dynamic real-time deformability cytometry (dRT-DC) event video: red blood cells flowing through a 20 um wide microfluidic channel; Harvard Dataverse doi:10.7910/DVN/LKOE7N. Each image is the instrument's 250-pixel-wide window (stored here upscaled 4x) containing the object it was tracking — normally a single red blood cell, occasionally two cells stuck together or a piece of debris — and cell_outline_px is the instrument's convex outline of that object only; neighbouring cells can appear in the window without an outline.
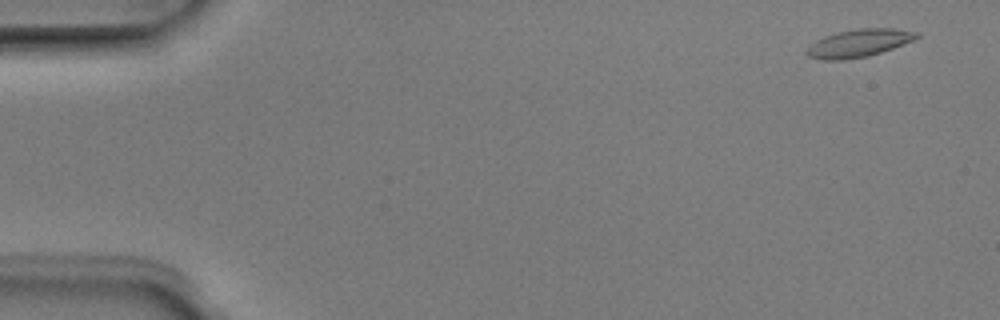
{"species": "Egyptian fruit bat (a non-hibernating species)", "species_latin": "Rousettus aegyptiacus", "temperature_condition": "room temperature", "stored_images_in_passage": 8, "camera_frame_rate_fps": 3000, "um_per_image_px": 0.085, "animal": {"sex": "male"}, "frame": {"image": 1, "passage_image": 1, "time_ms": 0.0, "image_size_px": [1000, 320], "cell_outline_px": [[920, 36], [912, 40], [892, 48], [880, 52], [864, 56], [844, 60], [820, 60], [808, 56], [804, 52], [816, 40], [824, 36], [836, 32], [860, 28], [896, 28], [920, 32]], "centroid_in_image_um": [72.98, 3.65], "position_along_channel_um": 12.0, "area_um2": 17.69}}
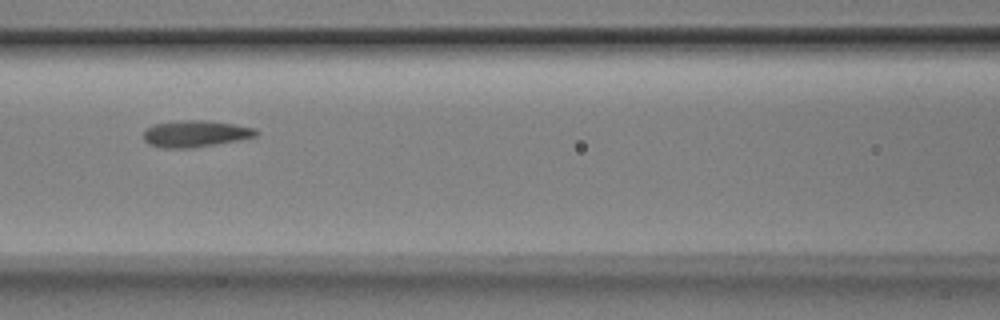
{"frame": {"image": 2, "passage_image": 6, "time_ms": 1.667, "image_size_px": [1000, 320], "cell_outline_px": [[260, 132], [256, 136], [236, 140], [192, 148], [160, 148], [148, 144], [144, 140], [144, 132], [148, 128], [156, 124], [180, 120], [204, 120], [232, 124], [256, 128]], "centroid_in_image_um": [16.6, 11.37], "position_along_channel_um": 150.0, "area_um2": 17.28}}
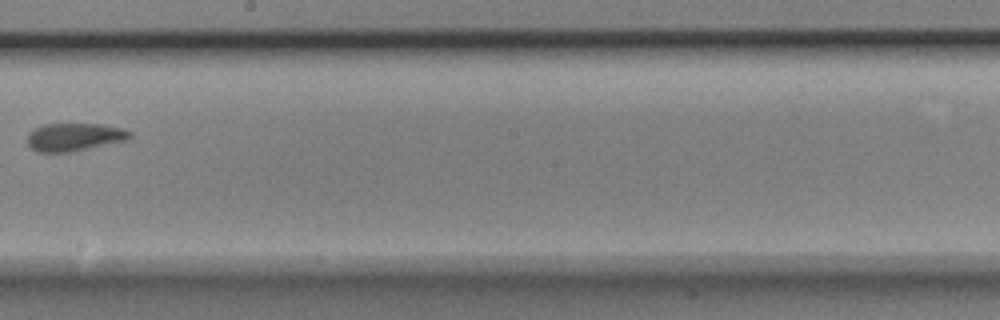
{"frame": {"image": 3, "passage_image": 8, "time_ms": 2.333, "image_size_px": [1000, 320], "cell_outline_px": [[132, 136], [128, 140], [68, 152], [36, 152], [24, 140], [28, 132], [44, 124], [100, 124], [124, 128], [132, 132]], "centroid_in_image_um": [6.3, 11.64], "position_along_channel_um": 241.9, "area_um2": 16.82}}